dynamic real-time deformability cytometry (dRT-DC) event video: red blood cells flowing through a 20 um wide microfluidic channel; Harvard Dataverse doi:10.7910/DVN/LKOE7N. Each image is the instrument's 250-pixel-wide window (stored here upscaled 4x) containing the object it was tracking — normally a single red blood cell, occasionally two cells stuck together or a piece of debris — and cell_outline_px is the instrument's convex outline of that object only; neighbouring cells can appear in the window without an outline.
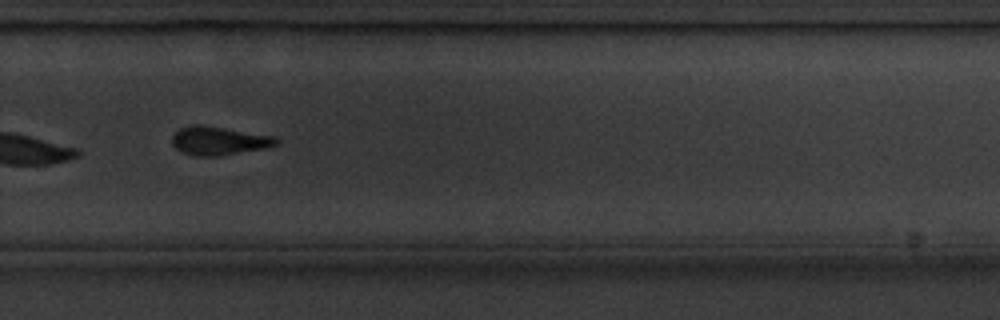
{"species": "common noctule bat (a hibernating species)", "species_latin": "Nyctalus noctula", "temperature_condition": "cold", "stored_images_in_passage": 15, "camera_frame_rate_fps": 3000, "um_per_image_px": 0.085, "animal": {"sex": "male", "body_mass_g": 20.1, "forearm_length_mm": 53.5}, "frame": {"image": 1, "passage_image": 11, "time_ms": 12.667, "image_size_px": [1000, 320], "cell_outline_px": [[280, 144], [268, 148], [216, 156], [196, 156], [180, 152], [172, 144], [172, 136], [180, 128], [192, 124], [200, 124], [276, 136], [280, 140]], "centroid_in_image_um": [18.64, 11.96], "position_along_channel_um": 311.2, "area_um2": 17.57}, "authors_computed_cell_mechanics": {"area_um2": 16.8198, "velocity_mm_per_s": 3.5827, "shape_relaxation_time_tau1_ms": 3.512, "shape_relaxation_time_tau2_ms": null, "deformation_change_tau1": 0.0542, "deformation_change_tau2": null}}